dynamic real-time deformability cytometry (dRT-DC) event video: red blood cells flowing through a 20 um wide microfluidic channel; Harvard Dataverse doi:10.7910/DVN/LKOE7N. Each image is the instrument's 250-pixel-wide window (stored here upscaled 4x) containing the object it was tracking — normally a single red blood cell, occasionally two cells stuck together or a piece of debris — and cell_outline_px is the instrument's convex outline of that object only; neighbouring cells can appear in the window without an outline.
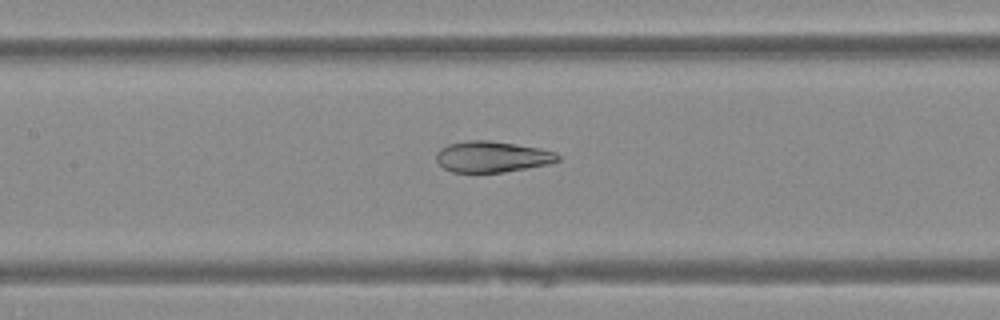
{"species": "Egyptian fruit bat (a non-hibernating species)", "species_latin": "Rousettus aegyptiacus", "temperature_condition": "warm", "stored_images_in_passage": 35, "camera_frame_rate_fps": 3000, "um_per_image_px": 0.085, "animal": {"sex": "female"}, "frame": {"image": 1, "passage_image": 17, "time_ms": 5.333, "image_size_px": [1000, 320], "cell_outline_px": [[560, 160], [548, 164], [504, 172], [452, 172], [444, 168], [436, 160], [436, 152], [440, 148], [448, 144], [468, 140], [488, 140], [516, 144], [540, 148], [556, 152], [560, 156]], "centroid_in_image_um": [41.83, 13.31], "position_along_channel_um": 165.6, "area_um2": 22.02}}
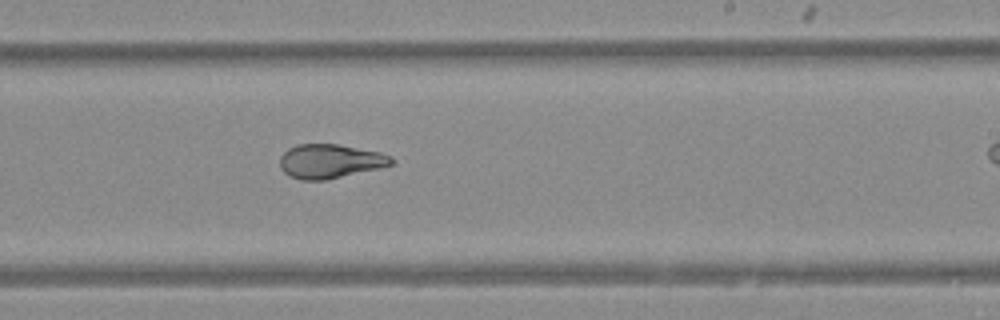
{"frame": {"image": 2, "passage_image": 24, "time_ms": 7.667, "image_size_px": [1000, 320], "cell_outline_px": [[396, 160], [392, 164], [376, 168], [324, 180], [300, 180], [288, 176], [280, 168], [280, 156], [288, 148], [296, 144], [336, 144], [380, 152], [392, 156]], "centroid_in_image_um": [28.01, 13.69], "position_along_channel_um": 261.0, "area_um2": 22.02}}
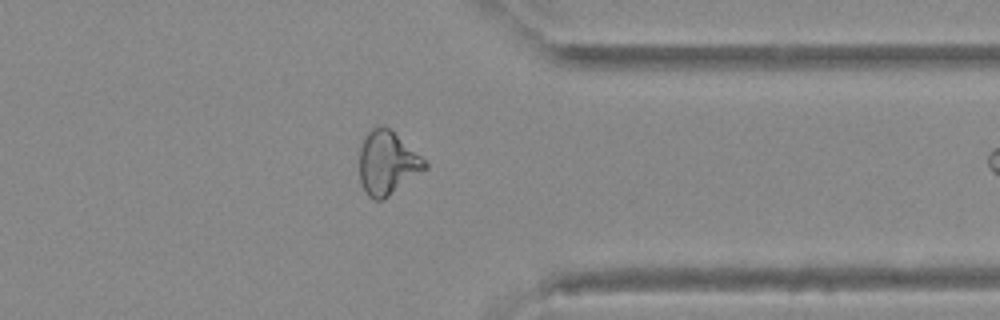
{"frame": {"image": 3, "passage_image": 33, "time_ms": 10.667, "image_size_px": [1000, 320], "cell_outline_px": [[428, 168], [384, 200], [376, 200], [368, 196], [360, 180], [360, 148], [368, 132], [372, 128], [388, 128], [420, 156], [428, 164]], "centroid_in_image_um": [32.93, 13.91], "position_along_channel_um": 378.5, "area_um2": 23.64}}